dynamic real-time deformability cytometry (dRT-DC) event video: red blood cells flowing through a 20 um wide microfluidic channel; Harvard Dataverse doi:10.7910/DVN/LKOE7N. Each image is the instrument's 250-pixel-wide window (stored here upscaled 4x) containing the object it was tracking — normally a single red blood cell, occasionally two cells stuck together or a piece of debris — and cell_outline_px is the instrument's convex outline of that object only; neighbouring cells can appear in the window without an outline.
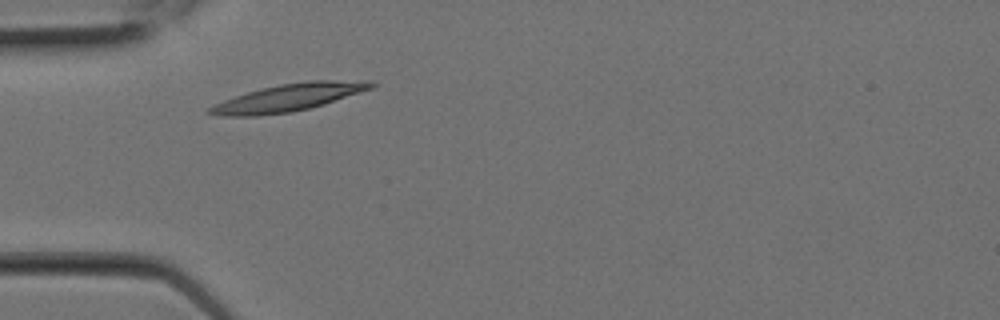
{"species": "Egyptian fruit bat (a non-hibernating species)", "species_latin": "Rousettus aegyptiacus", "temperature_condition": "room temperature", "stored_images_in_passage": 5, "camera_frame_rate_fps": 3000, "um_per_image_px": 0.085, "animal": {"sex": "female"}, "frame": {"image": 1, "passage_image": 1, "time_ms": 0.0, "image_size_px": [1000, 320], "cell_outline_px": [[376, 84], [372, 88], [324, 104], [292, 112], [256, 116], [220, 116], [204, 112], [208, 108], [224, 100], [260, 88], [280, 84], [308, 80], [372, 80]], "centroid_in_image_um": [24.54, 8.28], "position_along_channel_um": 60.5, "area_um2": 25.72}}
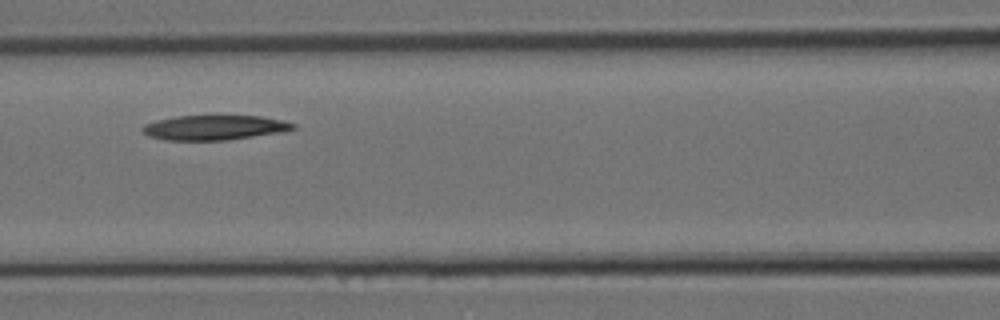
{"frame": {"image": 2, "passage_image": 4, "time_ms": 1.0, "image_size_px": [1000, 320], "cell_outline_px": [[296, 128], [284, 132], [228, 140], [164, 140], [148, 136], [140, 128], [144, 124], [156, 120], [176, 116], [260, 116], [280, 120], [296, 124]], "centroid_in_image_um": [18.21, 10.85], "position_along_channel_um": 148.4, "area_um2": 21.79}}
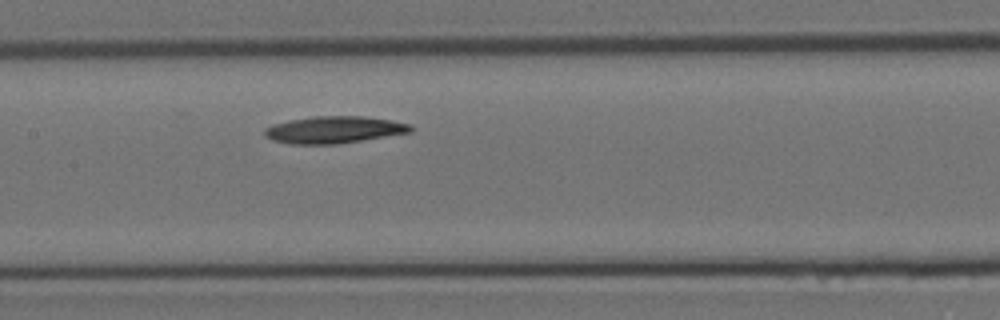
{"frame": {"image": 3, "passage_image": 5, "time_ms": 1.333, "image_size_px": [1000, 320], "cell_outline_px": [[412, 132], [336, 144], [292, 144], [272, 140], [264, 136], [264, 128], [272, 124], [292, 120], [316, 116], [364, 116], [392, 120], [412, 124]], "centroid_in_image_um": [28.4, 11.02], "position_along_channel_um": 179.0, "area_um2": 22.95}}